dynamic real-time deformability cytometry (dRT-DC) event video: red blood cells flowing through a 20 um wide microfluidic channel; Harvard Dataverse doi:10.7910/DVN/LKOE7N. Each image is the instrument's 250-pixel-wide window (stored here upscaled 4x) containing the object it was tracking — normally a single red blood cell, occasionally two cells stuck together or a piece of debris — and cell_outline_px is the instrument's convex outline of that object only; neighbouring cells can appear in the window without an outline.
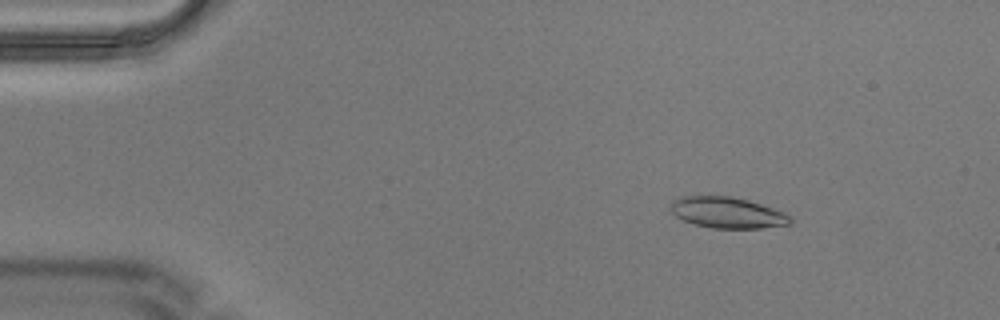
{"species": "Egyptian fruit bat (a non-hibernating species)", "species_latin": "Rousettus aegyptiacus", "temperature_condition": "warm", "stored_images_in_passage": 7, "camera_frame_rate_fps": 3000, "um_per_image_px": 0.085, "animal": {"sex": "male"}, "frame": {"image": 1, "passage_image": 2, "time_ms": 0.333, "image_size_px": [1000, 320], "cell_outline_px": [[792, 224], [760, 228], [712, 228], [692, 224], [676, 216], [668, 208], [672, 200], [684, 196], [732, 196], [748, 200], [784, 212], [792, 216]], "centroid_in_image_um": [61.82, 18.07], "position_along_channel_um": 23.2, "area_um2": 21.79}}
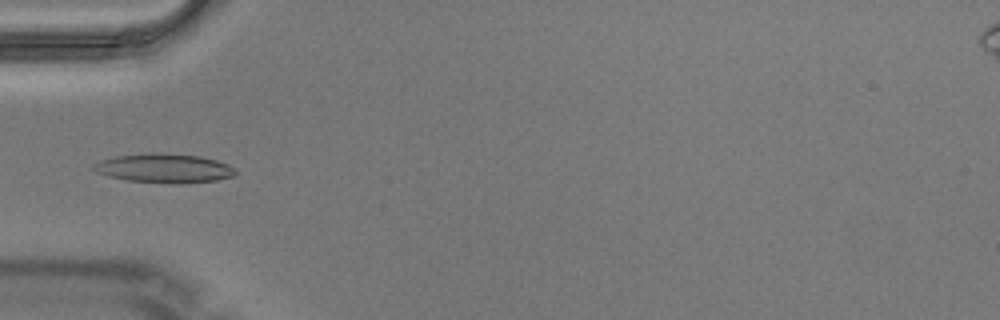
{"frame": {"image": 2, "passage_image": 5, "time_ms": 1.333, "image_size_px": [1000, 320], "cell_outline_px": [[236, 172], [232, 176], [216, 180], [128, 180], [108, 176], [96, 172], [92, 168], [92, 164], [100, 160], [116, 156], [200, 156], [216, 160], [228, 164]], "centroid_in_image_um": [13.9, 14.29], "position_along_channel_um": 71.1, "area_um2": 21.44}}